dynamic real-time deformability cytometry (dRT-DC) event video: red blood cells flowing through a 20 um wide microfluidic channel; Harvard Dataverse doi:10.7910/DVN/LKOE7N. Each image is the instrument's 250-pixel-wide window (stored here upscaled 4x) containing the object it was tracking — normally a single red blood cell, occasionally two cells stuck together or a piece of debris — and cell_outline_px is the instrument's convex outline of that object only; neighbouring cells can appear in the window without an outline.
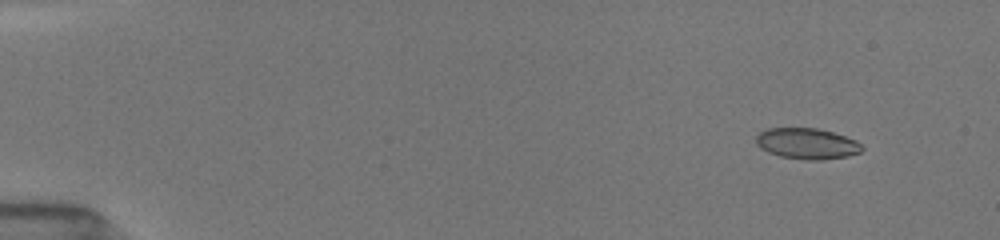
{"species": "common noctule bat (a hibernating species)", "species_latin": "Nyctalus noctula", "temperature_condition": "room temperature", "stored_images_in_passage": 19, "camera_frame_rate_fps": 3000, "um_per_image_px": 0.085, "animal": {"sex": "female", "body_mass_g": 19.5, "forearm_length_mm": 54.1}, "frame": {"image": 1, "passage_image": 4, "time_ms": 1.333, "image_size_px": [1000, 240], "cell_outline_px": [[864, 148], [860, 152], [848, 156], [816, 160], [812, 160], [780, 156], [768, 152], [760, 148], [756, 144], [756, 136], [760, 132], [768, 128], [816, 128], [832, 132], [856, 140]], "centroid_in_image_um": [68.58, 12.2], "position_along_channel_um": 16.4, "area_um2": 18.9}}
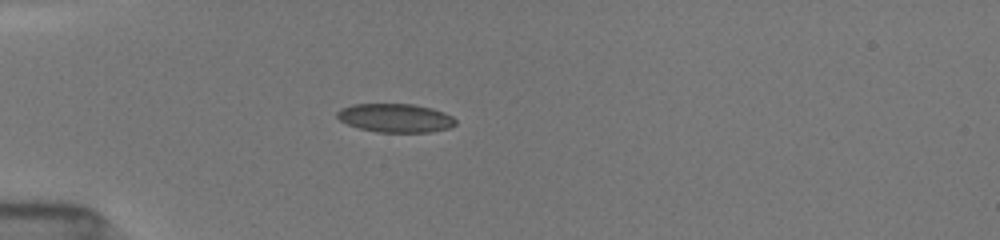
{"frame": {"image": 2, "passage_image": 15, "time_ms": 5.0, "image_size_px": [1000, 240], "cell_outline_px": [[456, 124], [448, 128], [428, 132], [376, 132], [360, 128], [348, 124], [340, 120], [336, 116], [336, 112], [340, 108], [352, 104], [412, 104], [432, 108], [444, 112], [452, 116], [456, 120]], "centroid_in_image_um": [33.6, 10.02], "position_along_channel_um": 51.4, "area_um2": 19.77}}
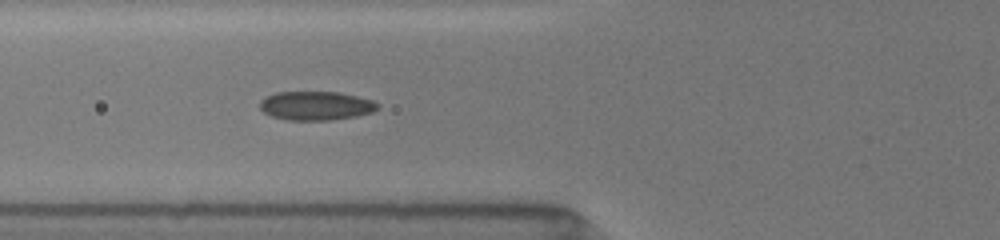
{"frame": {"image": 3, "passage_image": 19, "time_ms": 6.667, "image_size_px": [1000, 240], "cell_outline_px": [[380, 108], [372, 112], [356, 116], [328, 120], [288, 120], [272, 116], [264, 112], [260, 108], [260, 100], [276, 92], [340, 92], [372, 100], [380, 104]], "centroid_in_image_um": [26.88, 8.98], "position_along_channel_um": 98.9, "area_um2": 19.77}}